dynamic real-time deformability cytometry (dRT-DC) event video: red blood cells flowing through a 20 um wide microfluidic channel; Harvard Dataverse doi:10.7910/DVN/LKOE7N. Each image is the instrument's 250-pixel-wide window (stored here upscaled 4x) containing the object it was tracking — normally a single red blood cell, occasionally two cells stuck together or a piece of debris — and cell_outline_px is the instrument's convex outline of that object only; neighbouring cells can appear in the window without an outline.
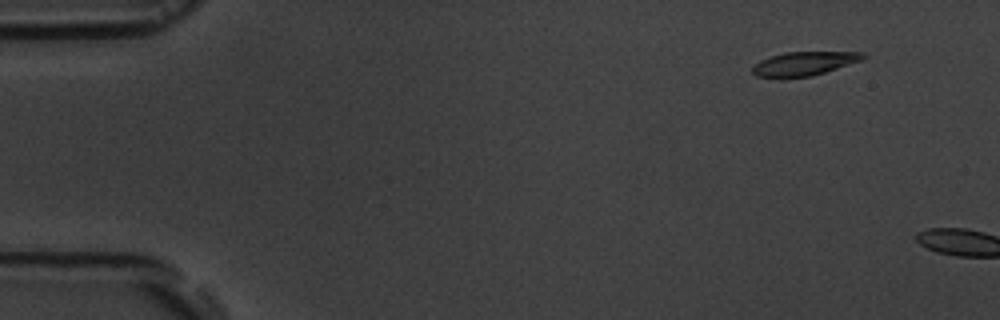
{"species": "common noctule bat (a hibernating species)", "species_latin": "Nyctalus noctula", "temperature_condition": "room temperature", "stored_images_in_passage": 2, "camera_frame_rate_fps": 3000, "um_per_image_px": 0.085, "animal": {"sex": "male", "body_mass_g": 19.5, "forearm_length_mm": 54.6}, "frame": {"image": 1, "passage_image": 1, "time_ms": 0.0, "image_size_px": [1000, 320], "cell_outline_px": [[868, 56], [864, 60], [812, 76], [780, 80], [756, 76], [752, 72], [752, 64], [760, 60], [784, 52], [864, 52]], "centroid_in_image_um": [68.31, 5.44], "position_along_channel_um": 16.7, "area_um2": 16.01}}